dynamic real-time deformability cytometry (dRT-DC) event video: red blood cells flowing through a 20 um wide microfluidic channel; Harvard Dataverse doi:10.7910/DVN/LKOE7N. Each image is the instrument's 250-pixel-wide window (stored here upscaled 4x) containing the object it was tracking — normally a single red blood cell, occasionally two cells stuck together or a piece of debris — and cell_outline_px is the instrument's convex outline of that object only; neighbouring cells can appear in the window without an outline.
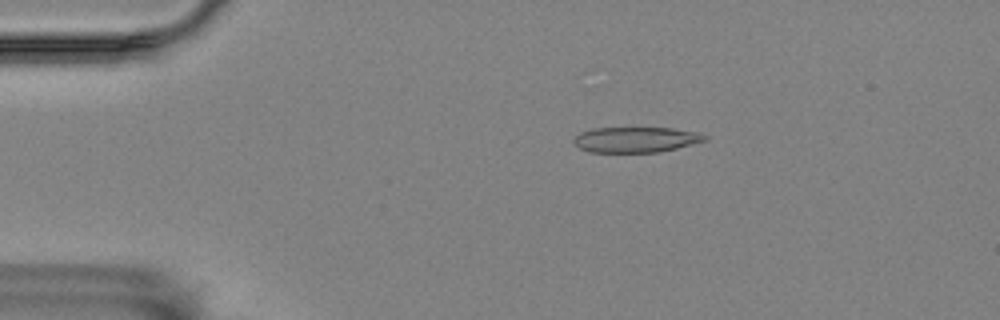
{"species": "Egyptian fruit bat (a non-hibernating species)", "species_latin": "Rousettus aegyptiacus", "temperature_condition": "room temperature", "stored_images_in_passage": 48, "camera_frame_rate_fps": 3000, "um_per_image_px": 0.085, "animal": {"sex": "female"}, "frame": {"image": 1, "passage_image": 2, "time_ms": 0.333, "image_size_px": [1000, 320], "cell_outline_px": [[708, 140], [660, 152], [588, 152], [580, 148], [572, 140], [580, 132], [592, 128], [672, 128], [700, 132], [708, 136]], "centroid_in_image_um": [54.07, 11.86], "position_along_channel_um": 30.9, "area_um2": 19.54}}
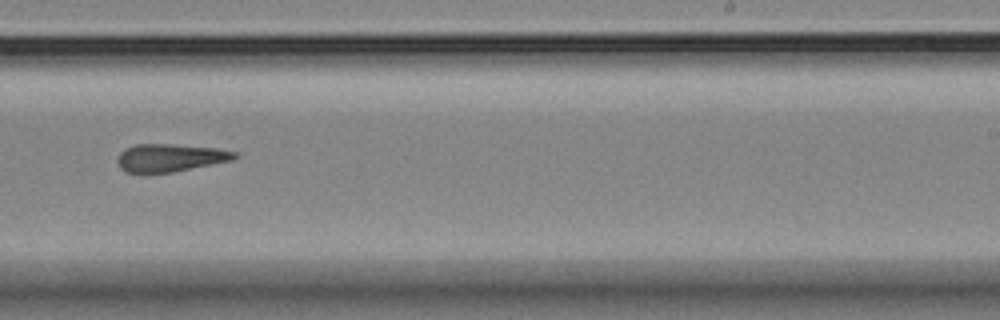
{"frame": {"image": 2, "passage_image": 27, "time_ms": 8.667, "image_size_px": [1000, 320], "cell_outline_px": [[240, 156], [236, 160], [172, 172], [148, 176], [140, 176], [124, 172], [120, 168], [116, 160], [120, 152], [124, 148], [136, 144], [172, 144], [216, 148], [236, 152]], "centroid_in_image_um": [14.41, 13.46], "position_along_channel_um": 274.6, "area_um2": 19.94}}
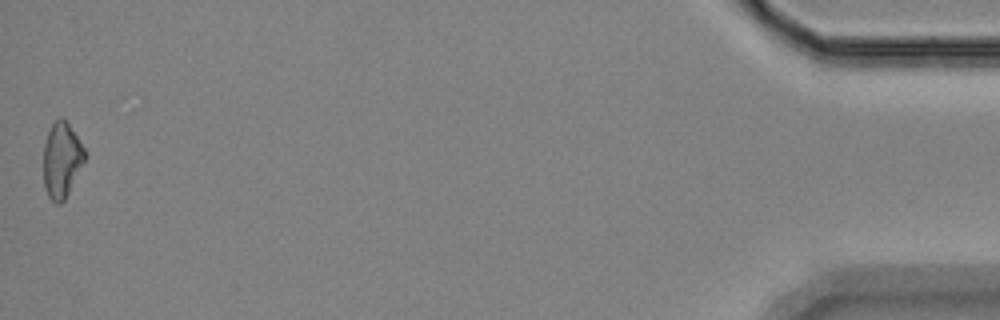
{"frame": {"image": 3, "passage_image": 48, "time_ms": 15.667, "image_size_px": [1000, 320], "cell_outline_px": [[88, 156], [64, 200], [60, 204], [56, 204], [48, 196], [44, 184], [44, 144], [48, 132], [52, 124], [60, 116], [68, 124], [84, 148]], "centroid_in_image_um": [5.26, 13.62], "position_along_channel_um": 429.9, "area_um2": 17.98}}